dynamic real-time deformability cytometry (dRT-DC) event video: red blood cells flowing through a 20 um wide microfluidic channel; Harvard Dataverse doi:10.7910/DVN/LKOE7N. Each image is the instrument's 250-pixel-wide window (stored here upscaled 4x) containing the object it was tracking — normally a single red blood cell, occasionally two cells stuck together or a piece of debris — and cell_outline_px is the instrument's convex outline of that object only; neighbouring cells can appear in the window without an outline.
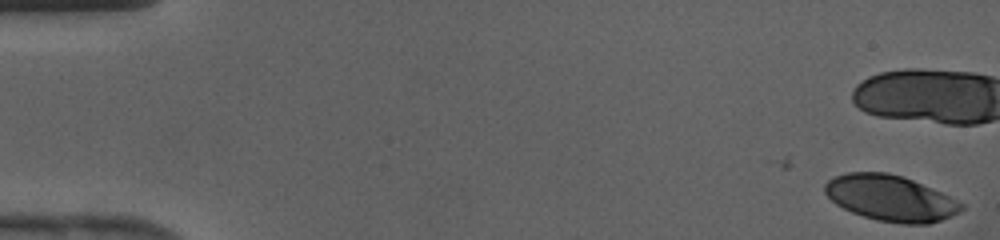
{"species": "human", "species_latin": "Homo sapiens", "temperature_condition": "cold", "stored_images_in_passage": 15, "camera_frame_rate_fps": 3000, "um_per_image_px": 0.085, "donor": {"sex": "female"}, "frame": {"image": 1, "passage_image": 1, "time_ms": 0.0, "image_size_px": [1000, 240], "cell_outline_px": [[964, 208], [960, 212], [952, 216], [928, 224], [900, 224], [876, 220], [852, 212], [836, 204], [824, 192], [824, 184], [828, 180], [836, 176], [848, 172], [888, 172], [904, 176], [940, 192], [964, 204]], "centroid_in_image_um": [75.69, 16.84], "position_along_channel_um": 9.3, "area_um2": 36.41}}